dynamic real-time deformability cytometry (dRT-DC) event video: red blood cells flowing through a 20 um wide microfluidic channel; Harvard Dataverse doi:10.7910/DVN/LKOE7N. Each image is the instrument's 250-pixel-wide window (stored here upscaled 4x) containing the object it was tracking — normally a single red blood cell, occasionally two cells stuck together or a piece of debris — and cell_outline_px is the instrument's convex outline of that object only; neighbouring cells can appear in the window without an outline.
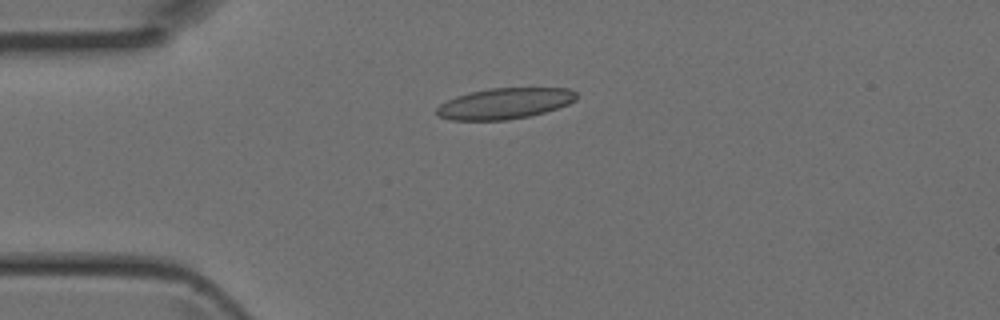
{"species": "Egyptian fruit bat (a non-hibernating species)", "species_latin": "Rousettus aegyptiacus", "temperature_condition": "room temperature", "stored_images_in_passage": 3, "camera_frame_rate_fps": 3000, "um_per_image_px": 0.085, "animal": {"sex": "female"}, "frame": {"image": 1, "passage_image": 2, "time_ms": 0.333, "image_size_px": [1000, 320], "cell_outline_px": [[576, 100], [568, 104], [544, 112], [528, 116], [508, 120], [452, 120], [436, 116], [436, 108], [440, 104], [456, 96], [468, 92], [492, 88], [568, 88], [576, 92]], "centroid_in_image_um": [42.86, 8.79], "position_along_channel_um": 42.1, "area_um2": 25.14}}